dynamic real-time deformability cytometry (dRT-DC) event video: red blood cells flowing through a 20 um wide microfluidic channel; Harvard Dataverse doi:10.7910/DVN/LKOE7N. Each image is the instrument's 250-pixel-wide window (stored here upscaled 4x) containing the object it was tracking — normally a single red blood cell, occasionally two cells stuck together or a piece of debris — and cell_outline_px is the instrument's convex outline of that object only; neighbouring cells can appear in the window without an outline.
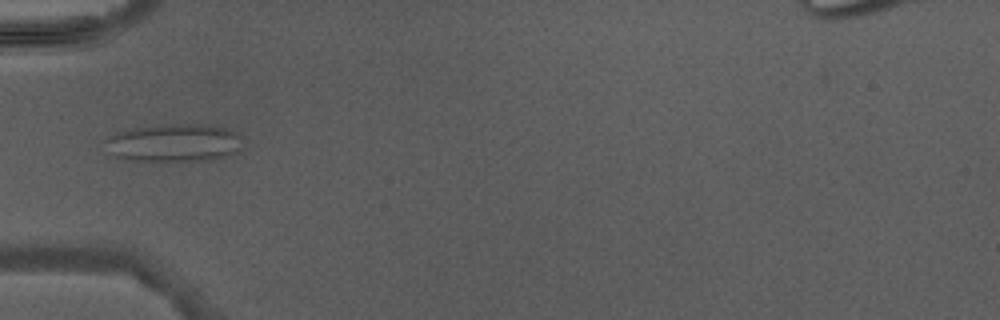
{"species": "Egyptian fruit bat (a non-hibernating species)", "species_latin": "Rousettus aegyptiacus", "temperature_condition": "warm", "stored_images_in_passage": 6, "camera_frame_rate_fps": 3000, "um_per_image_px": 0.085, "animal": {"sex": "male"}, "frame": {"image": 1, "passage_image": 5, "time_ms": 5.0, "image_size_px": [1000, 320], "cell_outline_px": [[240, 148], [236, 152], [208, 160], [132, 160], [112, 156], [104, 140], [116, 132], [128, 128], [172, 124], [212, 124], [240, 132]], "centroid_in_image_um": [14.79, 12.11], "position_along_channel_um": 70.2, "area_um2": 30.29}}